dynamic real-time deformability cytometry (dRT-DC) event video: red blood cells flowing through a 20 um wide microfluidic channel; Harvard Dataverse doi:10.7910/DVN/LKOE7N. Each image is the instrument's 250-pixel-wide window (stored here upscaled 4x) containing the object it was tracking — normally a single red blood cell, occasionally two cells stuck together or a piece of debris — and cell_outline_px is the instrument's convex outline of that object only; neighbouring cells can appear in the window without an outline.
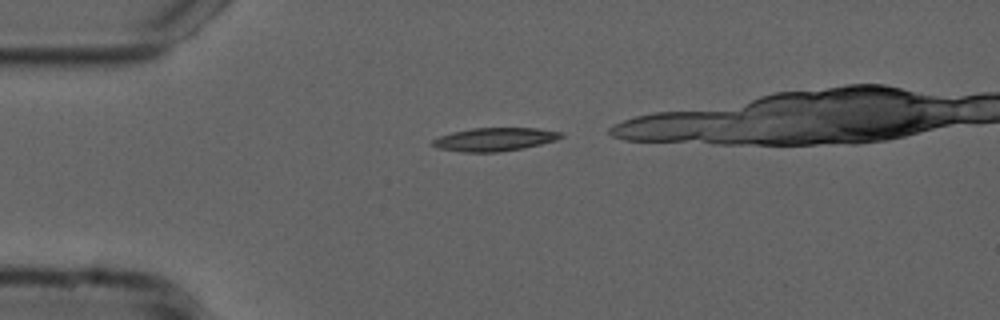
{"species": "common noctule bat (a hibernating species)", "species_latin": "Nyctalus noctula", "temperature_condition": "cold", "stored_images_in_passage": 13, "camera_frame_rate_fps": 3000, "um_per_image_px": 0.085, "animal": {"sex": "male", "forearm_length_mm": 52.5}, "frame": {"image": 1, "passage_image": 3, "time_ms": 0.667, "image_size_px": [1000, 320], "cell_outline_px": [[564, 136], [556, 140], [524, 148], [500, 152], [464, 152], [440, 148], [432, 144], [432, 140], [440, 136], [452, 132], [472, 128], [536, 128], [564, 132]], "centroid_in_image_um": [42.09, 11.84], "position_along_channel_um": 42.9, "area_um2": 17.4}}
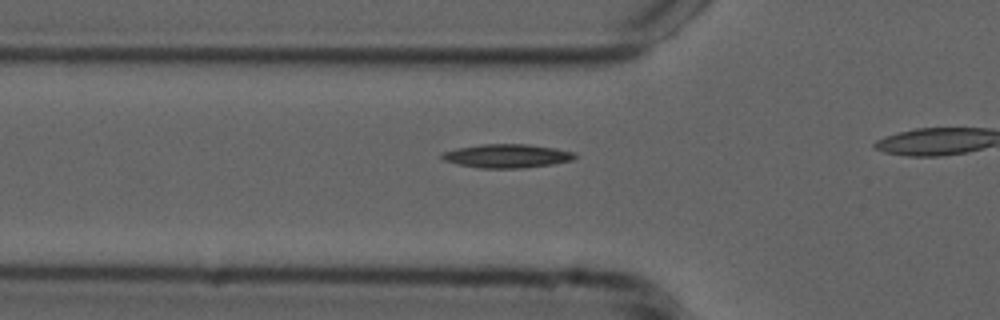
{"frame": {"image": 2, "passage_image": 8, "time_ms": 2.333, "image_size_px": [1000, 320], "cell_outline_px": [[580, 156], [572, 160], [552, 164], [524, 168], [480, 168], [460, 164], [444, 160], [440, 156], [444, 152], [456, 148], [484, 144], [528, 144], [556, 148], [572, 152]], "centroid_in_image_um": [43.13, 13.25], "position_along_channel_um": 82.7, "area_um2": 18.26}}
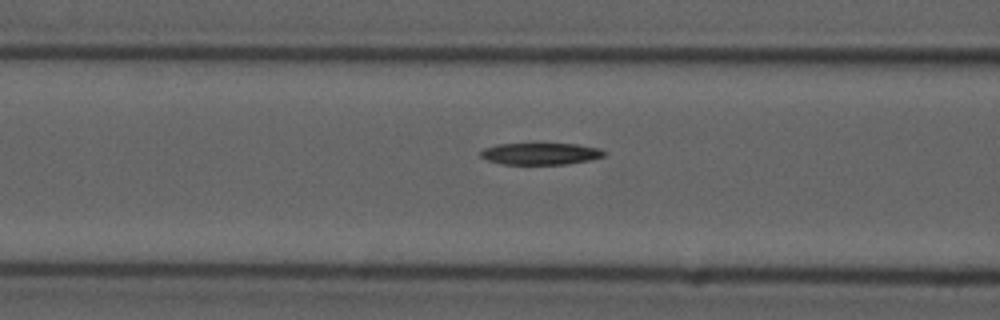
{"frame": {"image": 3, "passage_image": 11, "time_ms": 3.333, "image_size_px": [1000, 320], "cell_outline_px": [[608, 152], [604, 156], [588, 160], [564, 164], [500, 164], [488, 160], [480, 156], [480, 152], [484, 148], [496, 144], [576, 144], [600, 148]], "centroid_in_image_um": [45.94, 13.06], "position_along_channel_um": 120.7, "area_um2": 15.61}}